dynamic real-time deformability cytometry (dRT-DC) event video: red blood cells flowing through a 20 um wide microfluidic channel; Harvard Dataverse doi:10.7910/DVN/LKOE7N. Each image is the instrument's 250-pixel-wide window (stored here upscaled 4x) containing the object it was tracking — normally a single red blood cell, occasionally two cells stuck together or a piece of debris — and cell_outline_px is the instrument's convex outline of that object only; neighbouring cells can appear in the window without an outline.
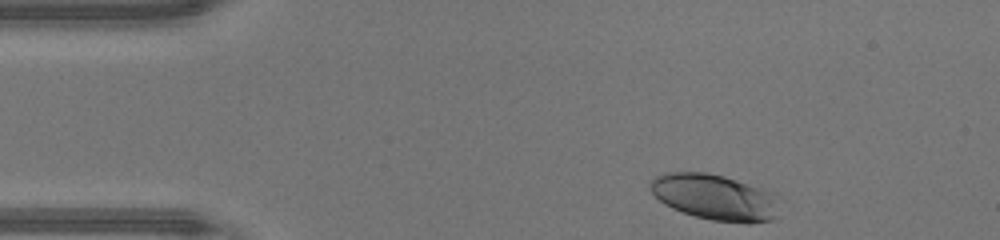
{"species": "human", "species_latin": "Homo sapiens", "temperature_condition": "warm", "stored_images_in_passage": 34, "camera_frame_rate_fps": 3000, "um_per_image_px": 0.085, "donor": {"sex": "male"}, "frame": {"image": 1, "passage_image": 1, "time_ms": 0.0, "image_size_px": [1000, 240], "cell_outline_px": [[776, 192], [772, 220], [748, 224], [712, 220], [696, 216], [672, 208], [664, 204], [648, 188], [648, 184], [656, 176], [664, 172], [708, 172], [724, 176]], "centroid_in_image_um": [60.71, 16.74], "position_along_channel_um": 24.3, "area_um2": 34.33}}
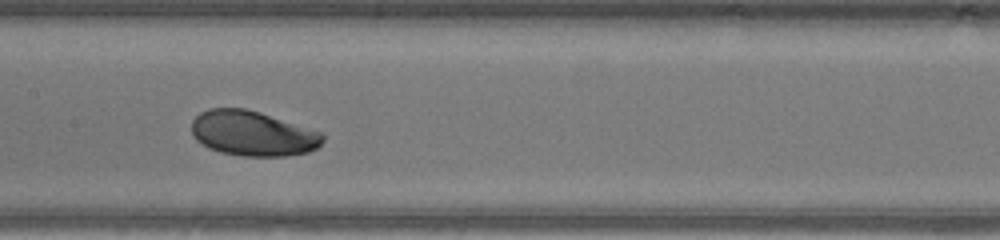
{"frame": {"image": 2, "passage_image": 17, "time_ms": 5.333, "image_size_px": [1000, 240], "cell_outline_px": [[324, 140], [316, 148], [308, 152], [284, 156], [240, 156], [220, 152], [208, 148], [196, 140], [192, 136], [192, 120], [200, 112], [208, 108], [244, 108], [260, 112], [320, 132], [324, 136]], "centroid_in_image_um": [21.43, 11.34], "position_along_channel_um": 186.0, "area_um2": 34.39}}
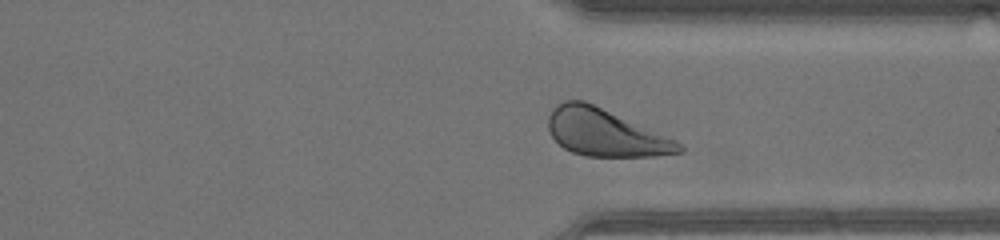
{"frame": {"image": 3, "passage_image": 29, "time_ms": 9.333, "image_size_px": [1000, 240], "cell_outline_px": [[684, 152], [656, 156], [584, 156], [572, 152], [564, 148], [552, 136], [548, 128], [548, 116], [552, 108], [556, 104], [564, 100], [584, 100], [676, 140], [684, 148]], "centroid_in_image_um": [51.42, 11.27], "position_along_channel_um": 360.0, "area_um2": 35.72}, "authors_computed_cell_mechanics": {"area_um2": 34.391, "velocity_mm_per_s": 4.365, "shape_relaxation_time_tau1_ms": 2.4766, "shape_relaxation_time_tau2_ms": null, "deformation_change_tau1": 0.1433, "deformation_change_tau2": null}}